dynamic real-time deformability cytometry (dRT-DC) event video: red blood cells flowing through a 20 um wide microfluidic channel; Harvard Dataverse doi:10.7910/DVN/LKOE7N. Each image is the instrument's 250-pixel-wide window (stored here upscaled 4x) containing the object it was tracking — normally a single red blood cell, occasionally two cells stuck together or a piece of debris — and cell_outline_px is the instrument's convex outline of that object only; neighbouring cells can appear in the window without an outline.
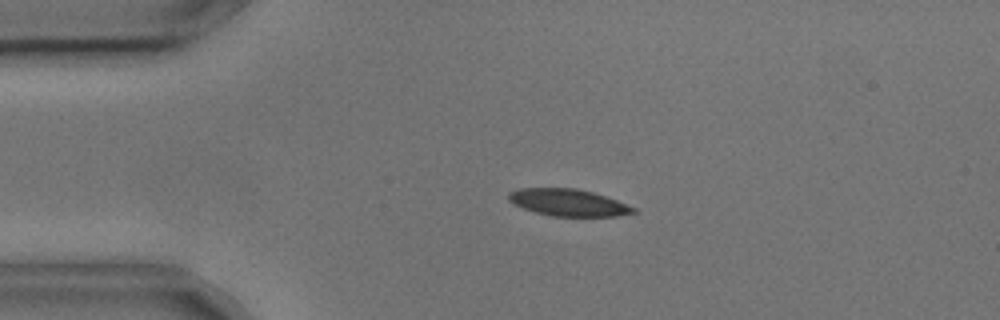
{"species": "common noctule bat (a hibernating species)", "species_latin": "Nyctalus noctula", "temperature_condition": "cold", "stored_images_in_passage": 4, "camera_frame_rate_fps": 3000, "um_per_image_px": 0.085, "animal": {"sex": "male", "body_mass_g": 17.9, "forearm_length_mm": 54.2}, "frame": {"image": 1, "passage_image": 4, "time_ms": 1.0, "image_size_px": [1000, 320], "cell_outline_px": [[640, 212], [616, 216], [552, 216], [536, 212], [512, 204], [508, 200], [508, 192], [520, 188], [576, 188], [592, 192], [616, 200], [636, 208]], "centroid_in_image_um": [48.3, 17.21], "position_along_channel_um": 36.7, "area_um2": 19.59}}